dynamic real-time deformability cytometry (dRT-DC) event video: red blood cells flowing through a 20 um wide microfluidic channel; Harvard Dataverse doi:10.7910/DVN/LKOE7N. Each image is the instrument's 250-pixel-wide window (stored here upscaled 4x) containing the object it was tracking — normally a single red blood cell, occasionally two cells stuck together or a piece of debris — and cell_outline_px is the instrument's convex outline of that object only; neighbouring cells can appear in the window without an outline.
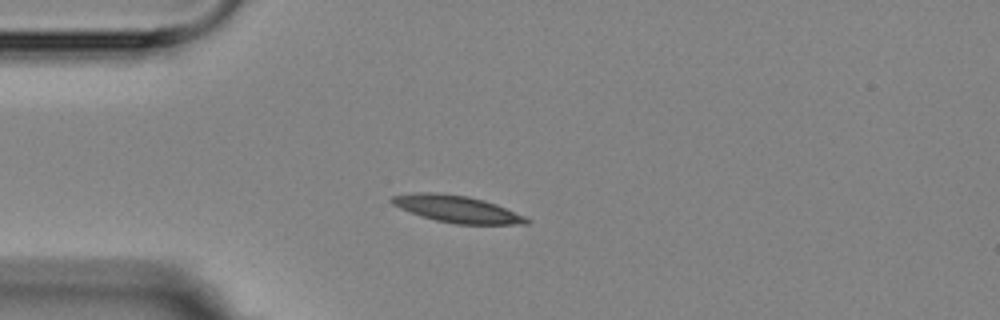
{"species": "Egyptian fruit bat (a non-hibernating species)", "species_latin": "Rousettus aegyptiacus", "temperature_condition": "room temperature", "stored_images_in_passage": 7, "camera_frame_rate_fps": 3000, "um_per_image_px": 0.085, "animal": {"sex": "female"}, "frame": {"image": 1, "passage_image": 4, "time_ms": 3.667, "image_size_px": [1000, 320], "cell_outline_px": [[532, 220], [528, 224], [456, 224], [436, 220], [420, 216], [400, 208], [392, 204], [388, 200], [392, 196], [416, 192], [428, 192], [468, 196], [484, 200], [496, 204], [524, 216]], "centroid_in_image_um": [38.82, 17.77], "position_along_channel_um": 46.2, "area_um2": 21.04}}
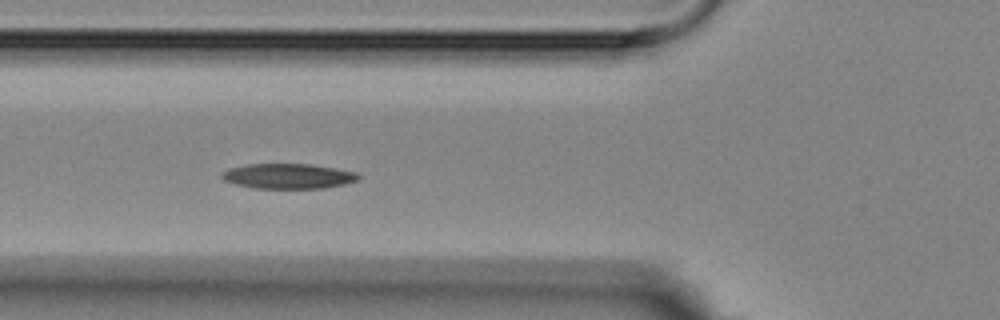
{"frame": {"image": 2, "passage_image": 6, "time_ms": 5.667, "image_size_px": [1000, 320], "cell_outline_px": [[360, 176], [356, 180], [344, 184], [324, 188], [256, 188], [236, 184], [224, 180], [220, 176], [228, 168], [248, 164], [308, 164], [336, 168], [356, 172]], "centroid_in_image_um": [24.49, 14.97], "position_along_channel_um": 101.3, "area_um2": 19.77}}
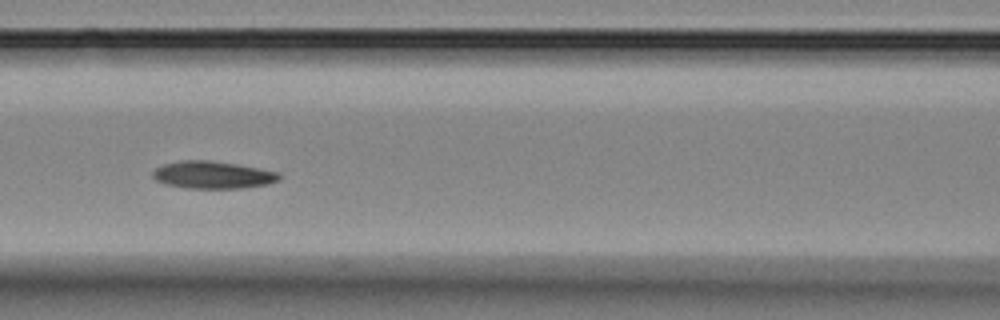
{"frame": {"image": 3, "passage_image": 7, "time_ms": 7.0, "image_size_px": [1000, 320], "cell_outline_px": [[284, 176], [280, 180], [268, 184], [240, 188], [188, 188], [164, 184], [156, 180], [152, 176], [152, 172], [156, 168], [164, 164], [180, 160], [208, 160], [236, 164], [280, 172]], "centroid_in_image_um": [18.11, 14.86], "position_along_channel_um": 148.5, "area_um2": 20.29}}